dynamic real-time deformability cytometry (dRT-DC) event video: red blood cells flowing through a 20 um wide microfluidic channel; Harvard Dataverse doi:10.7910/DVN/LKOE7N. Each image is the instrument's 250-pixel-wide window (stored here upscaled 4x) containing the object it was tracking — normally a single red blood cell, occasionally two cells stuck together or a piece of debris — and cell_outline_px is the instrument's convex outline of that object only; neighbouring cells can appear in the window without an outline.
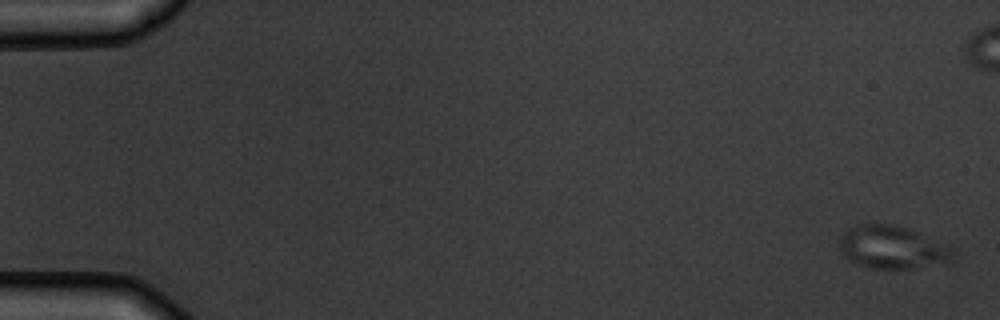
{"species": "common noctule bat (a hibernating species)", "species_latin": "Nyctalus noctula", "temperature_condition": "warm", "stored_images_in_passage": 7, "camera_frame_rate_fps": 3000, "um_per_image_px": 0.085, "animal": {"sex": "male", "body_mass_g": 19.5, "forearm_length_mm": 54.6}, "frame": {"image": 1, "passage_image": 1, "time_ms": 0.0, "image_size_px": [1000, 320], "cell_outline_px": [[956, 252], [952, 260], [908, 268], [872, 268], [856, 264], [848, 260], [844, 256], [840, 248], [840, 236], [848, 228], [856, 224], [892, 224], [908, 228], [952, 248]], "centroid_in_image_um": [75.78, 21.0], "position_along_channel_um": 9.2, "area_um2": 27.92}}